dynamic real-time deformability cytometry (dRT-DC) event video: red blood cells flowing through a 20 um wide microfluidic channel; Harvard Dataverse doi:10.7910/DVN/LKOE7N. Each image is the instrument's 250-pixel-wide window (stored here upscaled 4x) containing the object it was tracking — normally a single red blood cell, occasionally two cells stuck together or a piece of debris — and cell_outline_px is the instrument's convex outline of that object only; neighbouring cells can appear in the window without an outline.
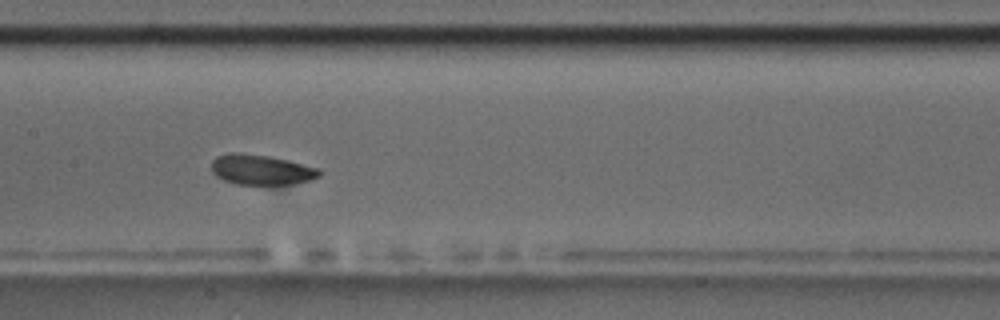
{"species": "common noctule bat (a hibernating species)", "species_latin": "Nyctalus noctula", "temperature_condition": "room temperature", "stored_images_in_passage": 14, "camera_frame_rate_fps": 3000, "um_per_image_px": 0.085, "animal": {"sex": "male", "body_mass_g": 17.5, "forearm_length_mm": 52.3}, "frame": {"image": 1, "passage_image": 7, "time_ms": 7.667, "image_size_px": [1000, 320], "cell_outline_px": [[324, 172], [320, 176], [312, 180], [292, 184], [236, 184], [224, 180], [216, 176], [212, 172], [212, 160], [216, 156], [228, 152], [240, 152], [268, 156], [288, 160], [320, 168]], "centroid_in_image_um": [22.23, 14.42], "position_along_channel_um": 185.2, "area_um2": 19.25}, "authors_computed_cell_mechanics": {"area_um2": 19.5653, "velocity_mm_per_s": 3.6092, "shape_relaxation_time_tau1_ms": 2.6031, "shape_relaxation_time_tau2_ms": 2.3801, "deformation_change_tau1": 0.0464, "deformation_change_tau2": 0.0418}}